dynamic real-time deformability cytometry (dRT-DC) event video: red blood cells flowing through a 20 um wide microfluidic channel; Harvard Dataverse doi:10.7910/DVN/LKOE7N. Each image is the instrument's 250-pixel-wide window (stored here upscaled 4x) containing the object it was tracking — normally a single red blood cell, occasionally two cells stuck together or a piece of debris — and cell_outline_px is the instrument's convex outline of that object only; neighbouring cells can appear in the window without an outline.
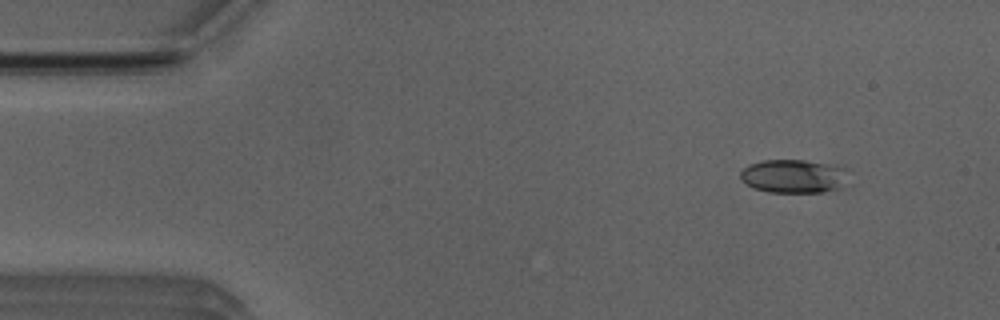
{"species": "Egyptian fruit bat (a non-hibernating species)", "species_latin": "Rousettus aegyptiacus", "temperature_condition": "room temperature", "stored_images_in_passage": 52, "camera_frame_rate_fps": 3000, "um_per_image_px": 0.085, "animal": {"sex": "male"}, "frame": {"image": 1, "passage_image": 5, "time_ms": 1.333, "image_size_px": [1000, 320], "cell_outline_px": [[844, 168], [836, 188], [824, 192], [768, 192], [752, 188], [740, 180], [740, 172], [748, 164], [764, 160], [804, 160], [828, 164]], "centroid_in_image_um": [67.26, 14.97], "position_along_channel_um": 17.7, "area_um2": 20.4}}
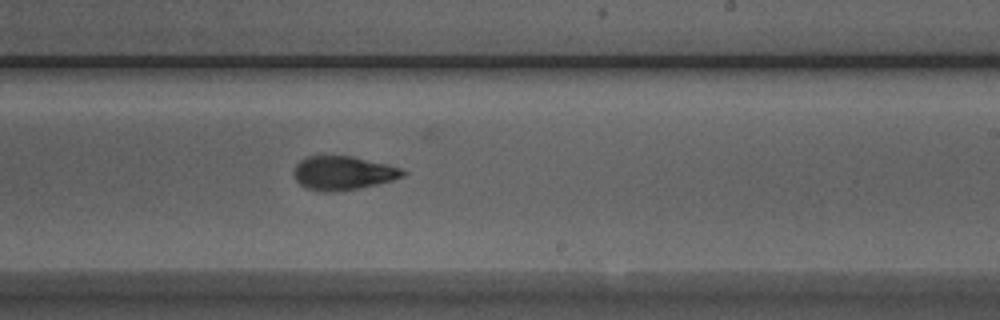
{"frame": {"image": 2, "passage_image": 30, "time_ms": 9.667, "image_size_px": [1000, 320], "cell_outline_px": [[408, 172], [404, 176], [392, 180], [360, 188], [332, 192], [324, 192], [304, 188], [296, 180], [292, 172], [296, 164], [300, 160], [308, 156], [352, 156], [388, 164], [404, 168]], "centroid_in_image_um": [29.16, 14.7], "position_along_channel_um": 259.8, "area_um2": 21.73}}
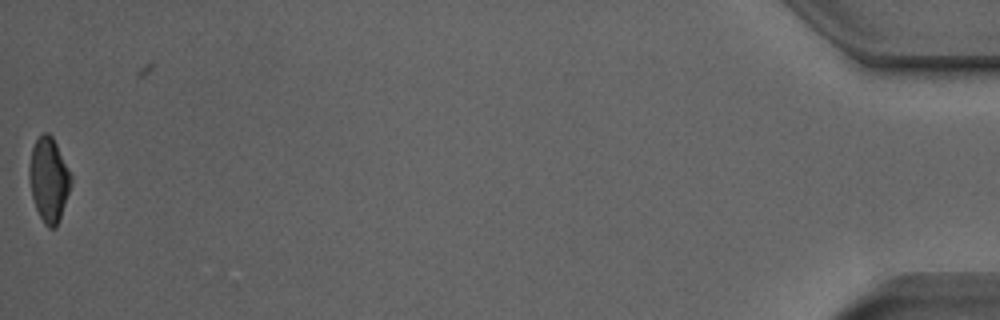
{"frame": {"image": 3, "passage_image": 51, "time_ms": 16.667, "image_size_px": [1000, 320], "cell_outline_px": [[72, 180], [56, 228], [48, 228], [44, 224], [36, 208], [32, 196], [28, 180], [28, 168], [32, 148], [36, 140], [44, 132], [48, 132], [52, 136], [72, 176]], "centroid_in_image_um": [4.12, 15.26], "position_along_channel_um": 431.1, "area_um2": 20.23}, "authors_computed_cell_mechanics": {"area_um2": 21.1548, "velocity_mm_per_s": 3.9625, "shape_relaxation_time_tau1_ms": 6.2549, "shape_relaxation_time_tau2_ms": 1.773, "deformation_change_tau1": 0.1887, "deformation_change_tau2": 0.0914}}